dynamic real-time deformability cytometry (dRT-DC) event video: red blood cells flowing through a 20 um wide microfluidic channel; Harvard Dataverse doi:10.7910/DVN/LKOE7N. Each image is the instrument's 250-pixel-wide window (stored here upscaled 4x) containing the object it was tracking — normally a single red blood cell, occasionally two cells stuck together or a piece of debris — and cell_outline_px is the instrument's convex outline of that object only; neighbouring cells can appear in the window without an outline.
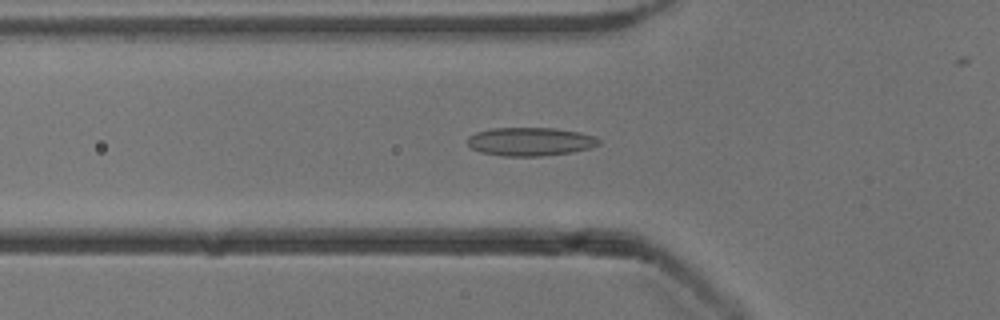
{"species": "common noctule bat (a hibernating species)", "species_latin": "Nyctalus noctula", "temperature_condition": "cold", "stored_images_in_passage": 39, "camera_frame_rate_fps": 3000, "um_per_image_px": 0.085, "animal": {"sex": "male", "body_mass_g": 13.3}, "frame": {"image": 1, "passage_image": 12, "time_ms": 3.667, "image_size_px": [1000, 320], "cell_outline_px": [[600, 144], [592, 148], [572, 152], [540, 156], [500, 156], [480, 152], [472, 148], [468, 144], [468, 136], [476, 132], [492, 128], [556, 128], [580, 132], [596, 136], [600, 140]], "centroid_in_image_um": [45.1, 12.03], "position_along_channel_um": 80.7, "area_um2": 21.96}}
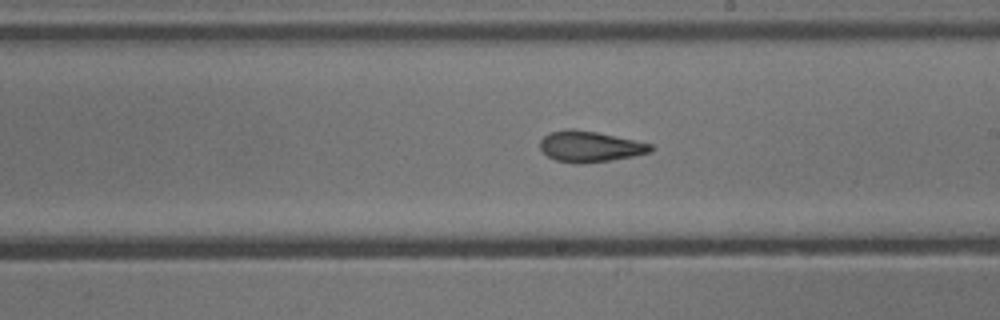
{"frame": {"image": 2, "passage_image": 24, "time_ms": 7.667, "image_size_px": [1000, 320], "cell_outline_px": [[652, 152], [632, 156], [608, 160], [580, 164], [576, 164], [556, 160], [548, 156], [540, 148], [540, 140], [548, 132], [564, 128], [572, 128], [596, 132], [636, 140], [652, 144]], "centroid_in_image_um": [50.11, 12.44], "position_along_channel_um": 238.9, "area_um2": 19.94}}
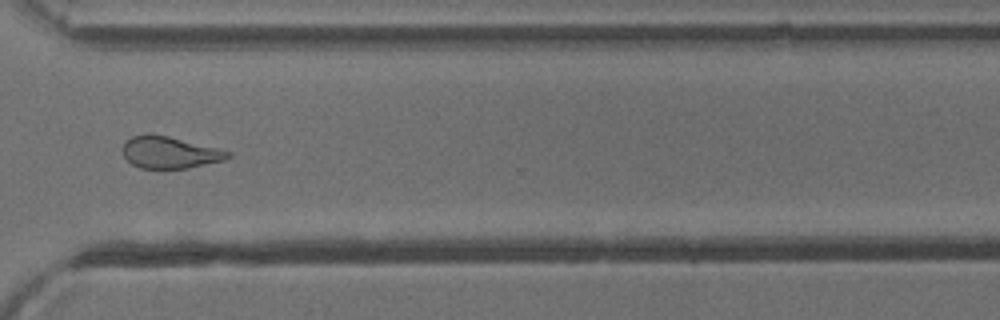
{"frame": {"image": 3, "passage_image": 33, "time_ms": 10.667, "image_size_px": [1000, 320], "cell_outline_px": [[232, 156], [224, 160], [188, 168], [140, 168], [132, 164], [124, 156], [120, 148], [124, 140], [132, 136], [148, 132], [168, 136], [220, 148], [232, 152]], "centroid_in_image_um": [14.4, 12.93], "position_along_channel_um": 356.2, "area_um2": 19.94}, "authors_computed_cell_mechanics": {"area_um2": 19.941, "velocity_mm_per_s": 3.9304, "shape_relaxation_time_tau1_ms": 10.7634, "shape_relaxation_time_tau2_ms": 2.6142, "deformation_change_tau1": 0.2046, "deformation_change_tau2": 0.0887}}